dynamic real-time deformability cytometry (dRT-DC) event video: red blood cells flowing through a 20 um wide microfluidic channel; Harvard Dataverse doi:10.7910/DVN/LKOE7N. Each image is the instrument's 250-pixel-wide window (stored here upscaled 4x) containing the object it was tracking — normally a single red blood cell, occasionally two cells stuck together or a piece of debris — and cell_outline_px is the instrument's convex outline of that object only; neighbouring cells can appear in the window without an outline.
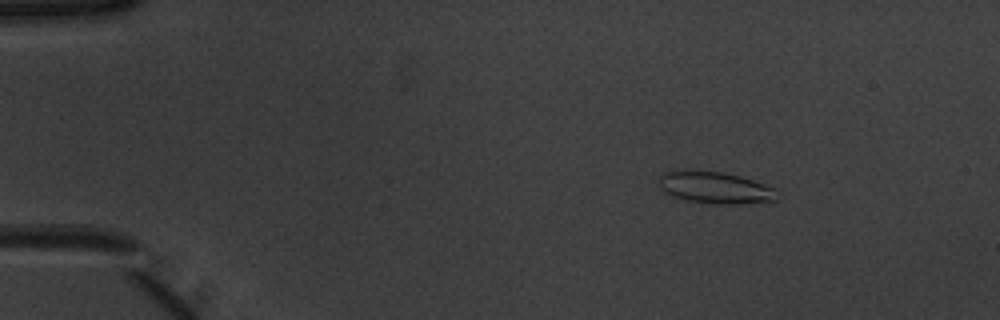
{"species": "common noctule bat (a hibernating species)", "species_latin": "Nyctalus noctula", "temperature_condition": "warm", "stored_images_in_passage": 45, "camera_frame_rate_fps": 3000, "um_per_image_px": 0.085, "animal": {"sex": "male", "body_mass_g": 20.1, "forearm_length_mm": 53.5}, "frame": {"image": 1, "passage_image": 1, "time_ms": 0.0, "image_size_px": [1000, 320], "cell_outline_px": [[776, 200], [740, 204], [712, 204], [688, 200], [672, 196], [664, 192], [660, 188], [660, 176], [664, 172], [724, 172], [740, 176], [776, 188]], "centroid_in_image_um": [60.83, 15.98], "position_along_channel_um": 24.2, "area_um2": 21.39}}
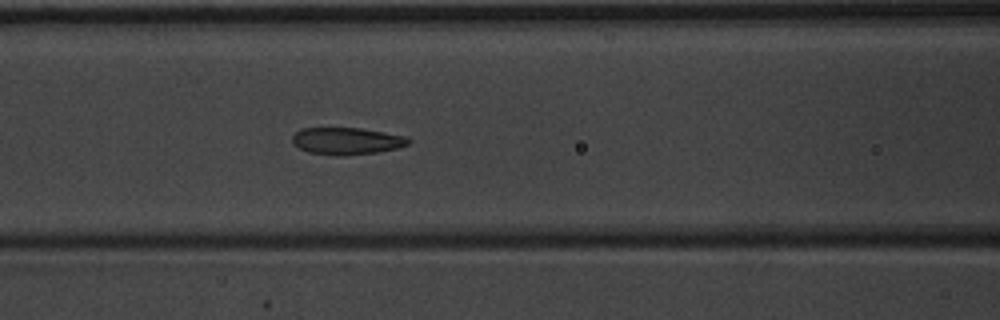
{"frame": {"image": 2, "passage_image": 16, "time_ms": 5.0, "image_size_px": [1000, 320], "cell_outline_px": [[412, 140], [408, 144], [396, 148], [376, 152], [344, 156], [336, 156], [308, 152], [292, 144], [292, 136], [300, 128], [360, 128], [384, 132], [404, 136]], "centroid_in_image_um": [29.43, 11.99], "position_along_channel_um": 137.2, "area_um2": 18.32}}
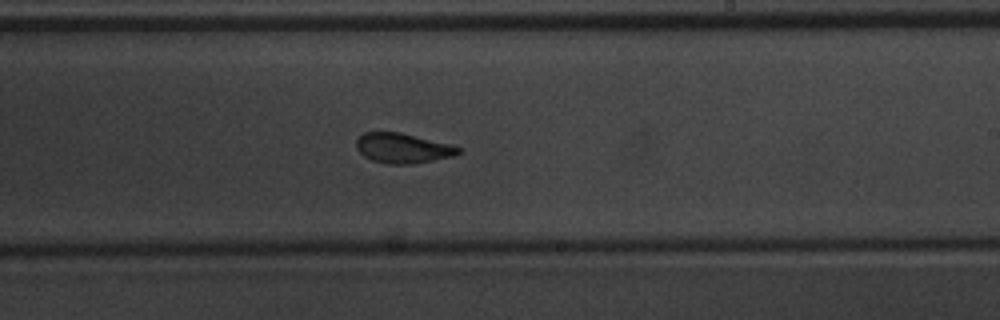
{"frame": {"image": 3, "passage_image": 25, "time_ms": 8.0, "image_size_px": [1000, 320], "cell_outline_px": [[460, 152], [452, 156], [412, 164], [388, 164], [372, 160], [364, 156], [356, 148], [356, 140], [364, 132], [400, 132], [452, 144], [460, 148]], "centroid_in_image_um": [34.22, 12.58], "position_along_channel_um": 254.8, "area_um2": 17.74}, "authors_computed_cell_mechanics": {"area_um2": 18.8428, "velocity_mm_per_s": 3.9259, "shape_relaxation_time_tau1_ms": 3.6523, "shape_relaxation_time_tau2_ms": 1.4271, "deformation_change_tau1": 0.1515, "deformation_change_tau2": 0.0725}}